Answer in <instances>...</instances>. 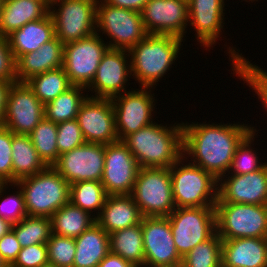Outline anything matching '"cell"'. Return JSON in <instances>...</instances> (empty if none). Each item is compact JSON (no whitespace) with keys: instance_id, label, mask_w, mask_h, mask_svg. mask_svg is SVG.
Returning <instances> with one entry per match:
<instances>
[{"instance_id":"33","label":"cell","mask_w":267,"mask_h":267,"mask_svg":"<svg viewBox=\"0 0 267 267\" xmlns=\"http://www.w3.org/2000/svg\"><path fill=\"white\" fill-rule=\"evenodd\" d=\"M21 248L35 244H46L52 234L51 218L27 215L12 225Z\"/></svg>"},{"instance_id":"26","label":"cell","mask_w":267,"mask_h":267,"mask_svg":"<svg viewBox=\"0 0 267 267\" xmlns=\"http://www.w3.org/2000/svg\"><path fill=\"white\" fill-rule=\"evenodd\" d=\"M55 37L54 22L48 13L44 18L30 21L7 36L15 61L22 55L36 51Z\"/></svg>"},{"instance_id":"6","label":"cell","mask_w":267,"mask_h":267,"mask_svg":"<svg viewBox=\"0 0 267 267\" xmlns=\"http://www.w3.org/2000/svg\"><path fill=\"white\" fill-rule=\"evenodd\" d=\"M131 196L143 217L169 216L176 208L170 168H139Z\"/></svg>"},{"instance_id":"7","label":"cell","mask_w":267,"mask_h":267,"mask_svg":"<svg viewBox=\"0 0 267 267\" xmlns=\"http://www.w3.org/2000/svg\"><path fill=\"white\" fill-rule=\"evenodd\" d=\"M215 213L221 239L267 237V205L216 203Z\"/></svg>"},{"instance_id":"4","label":"cell","mask_w":267,"mask_h":267,"mask_svg":"<svg viewBox=\"0 0 267 267\" xmlns=\"http://www.w3.org/2000/svg\"><path fill=\"white\" fill-rule=\"evenodd\" d=\"M22 190L27 215L51 217L70 201V184L52 166L15 182Z\"/></svg>"},{"instance_id":"37","label":"cell","mask_w":267,"mask_h":267,"mask_svg":"<svg viewBox=\"0 0 267 267\" xmlns=\"http://www.w3.org/2000/svg\"><path fill=\"white\" fill-rule=\"evenodd\" d=\"M231 59L233 60L232 68L238 76L243 80L249 83V87L252 86L253 90H256L258 98L263 102L264 107L267 109V73L264 72L258 66L250 64L249 61L245 60L246 58L240 56L235 50L231 49Z\"/></svg>"},{"instance_id":"31","label":"cell","mask_w":267,"mask_h":267,"mask_svg":"<svg viewBox=\"0 0 267 267\" xmlns=\"http://www.w3.org/2000/svg\"><path fill=\"white\" fill-rule=\"evenodd\" d=\"M26 83L44 105L73 86L63 67L32 76Z\"/></svg>"},{"instance_id":"24","label":"cell","mask_w":267,"mask_h":267,"mask_svg":"<svg viewBox=\"0 0 267 267\" xmlns=\"http://www.w3.org/2000/svg\"><path fill=\"white\" fill-rule=\"evenodd\" d=\"M142 213L131 195H108L96 222L108 233L140 224Z\"/></svg>"},{"instance_id":"51","label":"cell","mask_w":267,"mask_h":267,"mask_svg":"<svg viewBox=\"0 0 267 267\" xmlns=\"http://www.w3.org/2000/svg\"><path fill=\"white\" fill-rule=\"evenodd\" d=\"M0 267H8L7 264L1 258V255H0Z\"/></svg>"},{"instance_id":"30","label":"cell","mask_w":267,"mask_h":267,"mask_svg":"<svg viewBox=\"0 0 267 267\" xmlns=\"http://www.w3.org/2000/svg\"><path fill=\"white\" fill-rule=\"evenodd\" d=\"M110 252L137 267L144 265V245L141 223L109 234Z\"/></svg>"},{"instance_id":"47","label":"cell","mask_w":267,"mask_h":267,"mask_svg":"<svg viewBox=\"0 0 267 267\" xmlns=\"http://www.w3.org/2000/svg\"><path fill=\"white\" fill-rule=\"evenodd\" d=\"M97 267H137L134 263L124 260L119 255L109 252Z\"/></svg>"},{"instance_id":"3","label":"cell","mask_w":267,"mask_h":267,"mask_svg":"<svg viewBox=\"0 0 267 267\" xmlns=\"http://www.w3.org/2000/svg\"><path fill=\"white\" fill-rule=\"evenodd\" d=\"M182 40L172 35L148 34L128 51L131 72L142 87L152 88L164 76L178 57Z\"/></svg>"},{"instance_id":"2","label":"cell","mask_w":267,"mask_h":267,"mask_svg":"<svg viewBox=\"0 0 267 267\" xmlns=\"http://www.w3.org/2000/svg\"><path fill=\"white\" fill-rule=\"evenodd\" d=\"M166 127L151 123L122 140L140 168H170L184 157L183 124Z\"/></svg>"},{"instance_id":"39","label":"cell","mask_w":267,"mask_h":267,"mask_svg":"<svg viewBox=\"0 0 267 267\" xmlns=\"http://www.w3.org/2000/svg\"><path fill=\"white\" fill-rule=\"evenodd\" d=\"M254 133V131L250 132L237 146L229 168L233 169L234 174L232 173V175L255 172L265 165V163L261 164L258 162V157L255 155L254 151L252 153V149L249 147L251 145V140L254 138Z\"/></svg>"},{"instance_id":"50","label":"cell","mask_w":267,"mask_h":267,"mask_svg":"<svg viewBox=\"0 0 267 267\" xmlns=\"http://www.w3.org/2000/svg\"><path fill=\"white\" fill-rule=\"evenodd\" d=\"M3 187H5V183L2 180H0V195H2L1 193H3V191H4V190H2V189H4Z\"/></svg>"},{"instance_id":"18","label":"cell","mask_w":267,"mask_h":267,"mask_svg":"<svg viewBox=\"0 0 267 267\" xmlns=\"http://www.w3.org/2000/svg\"><path fill=\"white\" fill-rule=\"evenodd\" d=\"M148 34L172 35L183 38L189 21L186 0H149L141 12Z\"/></svg>"},{"instance_id":"44","label":"cell","mask_w":267,"mask_h":267,"mask_svg":"<svg viewBox=\"0 0 267 267\" xmlns=\"http://www.w3.org/2000/svg\"><path fill=\"white\" fill-rule=\"evenodd\" d=\"M0 80L15 83L16 63L9 47L8 39L0 35Z\"/></svg>"},{"instance_id":"9","label":"cell","mask_w":267,"mask_h":267,"mask_svg":"<svg viewBox=\"0 0 267 267\" xmlns=\"http://www.w3.org/2000/svg\"><path fill=\"white\" fill-rule=\"evenodd\" d=\"M60 3L58 11H51L53 4ZM97 0H50L51 15L55 36L65 45L97 33Z\"/></svg>"},{"instance_id":"22","label":"cell","mask_w":267,"mask_h":267,"mask_svg":"<svg viewBox=\"0 0 267 267\" xmlns=\"http://www.w3.org/2000/svg\"><path fill=\"white\" fill-rule=\"evenodd\" d=\"M222 267H267V237L222 239Z\"/></svg>"},{"instance_id":"41","label":"cell","mask_w":267,"mask_h":267,"mask_svg":"<svg viewBox=\"0 0 267 267\" xmlns=\"http://www.w3.org/2000/svg\"><path fill=\"white\" fill-rule=\"evenodd\" d=\"M12 140L13 132L0 126V180L12 183Z\"/></svg>"},{"instance_id":"13","label":"cell","mask_w":267,"mask_h":267,"mask_svg":"<svg viewBox=\"0 0 267 267\" xmlns=\"http://www.w3.org/2000/svg\"><path fill=\"white\" fill-rule=\"evenodd\" d=\"M144 266L175 267L181 266L179 255L168 216L143 217L141 221Z\"/></svg>"},{"instance_id":"49","label":"cell","mask_w":267,"mask_h":267,"mask_svg":"<svg viewBox=\"0 0 267 267\" xmlns=\"http://www.w3.org/2000/svg\"><path fill=\"white\" fill-rule=\"evenodd\" d=\"M12 223L0 217V239L12 229Z\"/></svg>"},{"instance_id":"16","label":"cell","mask_w":267,"mask_h":267,"mask_svg":"<svg viewBox=\"0 0 267 267\" xmlns=\"http://www.w3.org/2000/svg\"><path fill=\"white\" fill-rule=\"evenodd\" d=\"M76 120L86 143L106 145L118 141L111 99L87 97Z\"/></svg>"},{"instance_id":"38","label":"cell","mask_w":267,"mask_h":267,"mask_svg":"<svg viewBox=\"0 0 267 267\" xmlns=\"http://www.w3.org/2000/svg\"><path fill=\"white\" fill-rule=\"evenodd\" d=\"M46 245L50 264L57 267H73L76 253L74 238L52 233Z\"/></svg>"},{"instance_id":"12","label":"cell","mask_w":267,"mask_h":267,"mask_svg":"<svg viewBox=\"0 0 267 267\" xmlns=\"http://www.w3.org/2000/svg\"><path fill=\"white\" fill-rule=\"evenodd\" d=\"M45 105L26 82L12 83L5 105L3 126L14 134L29 135L45 117Z\"/></svg>"},{"instance_id":"45","label":"cell","mask_w":267,"mask_h":267,"mask_svg":"<svg viewBox=\"0 0 267 267\" xmlns=\"http://www.w3.org/2000/svg\"><path fill=\"white\" fill-rule=\"evenodd\" d=\"M20 250V243L14 231L11 229L0 239V255L8 267L14 263Z\"/></svg>"},{"instance_id":"25","label":"cell","mask_w":267,"mask_h":267,"mask_svg":"<svg viewBox=\"0 0 267 267\" xmlns=\"http://www.w3.org/2000/svg\"><path fill=\"white\" fill-rule=\"evenodd\" d=\"M50 0H3L0 13V35L7 37L26 23L44 18Z\"/></svg>"},{"instance_id":"34","label":"cell","mask_w":267,"mask_h":267,"mask_svg":"<svg viewBox=\"0 0 267 267\" xmlns=\"http://www.w3.org/2000/svg\"><path fill=\"white\" fill-rule=\"evenodd\" d=\"M29 137L39 157L47 166H53L60 156L57 148V124L44 117Z\"/></svg>"},{"instance_id":"8","label":"cell","mask_w":267,"mask_h":267,"mask_svg":"<svg viewBox=\"0 0 267 267\" xmlns=\"http://www.w3.org/2000/svg\"><path fill=\"white\" fill-rule=\"evenodd\" d=\"M168 218L173 241L181 257L216 232L215 207L175 208Z\"/></svg>"},{"instance_id":"32","label":"cell","mask_w":267,"mask_h":267,"mask_svg":"<svg viewBox=\"0 0 267 267\" xmlns=\"http://www.w3.org/2000/svg\"><path fill=\"white\" fill-rule=\"evenodd\" d=\"M83 86H72L57 98L45 104V118L56 124L74 120L87 97L82 96ZM81 92V93H80Z\"/></svg>"},{"instance_id":"48","label":"cell","mask_w":267,"mask_h":267,"mask_svg":"<svg viewBox=\"0 0 267 267\" xmlns=\"http://www.w3.org/2000/svg\"><path fill=\"white\" fill-rule=\"evenodd\" d=\"M11 82L0 80V126L4 123L5 105Z\"/></svg>"},{"instance_id":"28","label":"cell","mask_w":267,"mask_h":267,"mask_svg":"<svg viewBox=\"0 0 267 267\" xmlns=\"http://www.w3.org/2000/svg\"><path fill=\"white\" fill-rule=\"evenodd\" d=\"M48 166L39 157L29 135L14 134L12 140V183L44 171Z\"/></svg>"},{"instance_id":"11","label":"cell","mask_w":267,"mask_h":267,"mask_svg":"<svg viewBox=\"0 0 267 267\" xmlns=\"http://www.w3.org/2000/svg\"><path fill=\"white\" fill-rule=\"evenodd\" d=\"M98 33L64 45L63 68L74 86L87 88L93 81L97 68L109 46Z\"/></svg>"},{"instance_id":"46","label":"cell","mask_w":267,"mask_h":267,"mask_svg":"<svg viewBox=\"0 0 267 267\" xmlns=\"http://www.w3.org/2000/svg\"><path fill=\"white\" fill-rule=\"evenodd\" d=\"M107 4L136 12H142L149 0H102Z\"/></svg>"},{"instance_id":"21","label":"cell","mask_w":267,"mask_h":267,"mask_svg":"<svg viewBox=\"0 0 267 267\" xmlns=\"http://www.w3.org/2000/svg\"><path fill=\"white\" fill-rule=\"evenodd\" d=\"M224 0H189L188 11L191 26L203 46L211 47L216 42L221 28Z\"/></svg>"},{"instance_id":"27","label":"cell","mask_w":267,"mask_h":267,"mask_svg":"<svg viewBox=\"0 0 267 267\" xmlns=\"http://www.w3.org/2000/svg\"><path fill=\"white\" fill-rule=\"evenodd\" d=\"M74 239L76 253L73 267H97L110 252L109 234L97 222Z\"/></svg>"},{"instance_id":"36","label":"cell","mask_w":267,"mask_h":267,"mask_svg":"<svg viewBox=\"0 0 267 267\" xmlns=\"http://www.w3.org/2000/svg\"><path fill=\"white\" fill-rule=\"evenodd\" d=\"M104 186L99 181H80L70 185V202L84 211L97 209V217L107 198Z\"/></svg>"},{"instance_id":"40","label":"cell","mask_w":267,"mask_h":267,"mask_svg":"<svg viewBox=\"0 0 267 267\" xmlns=\"http://www.w3.org/2000/svg\"><path fill=\"white\" fill-rule=\"evenodd\" d=\"M86 143L76 119L57 124V148L59 155Z\"/></svg>"},{"instance_id":"15","label":"cell","mask_w":267,"mask_h":267,"mask_svg":"<svg viewBox=\"0 0 267 267\" xmlns=\"http://www.w3.org/2000/svg\"><path fill=\"white\" fill-rule=\"evenodd\" d=\"M137 160L122 141L106 144L102 185L107 195H131L139 171Z\"/></svg>"},{"instance_id":"19","label":"cell","mask_w":267,"mask_h":267,"mask_svg":"<svg viewBox=\"0 0 267 267\" xmlns=\"http://www.w3.org/2000/svg\"><path fill=\"white\" fill-rule=\"evenodd\" d=\"M216 203L267 205V163L258 171L223 181L217 188Z\"/></svg>"},{"instance_id":"42","label":"cell","mask_w":267,"mask_h":267,"mask_svg":"<svg viewBox=\"0 0 267 267\" xmlns=\"http://www.w3.org/2000/svg\"><path fill=\"white\" fill-rule=\"evenodd\" d=\"M48 263L47 245L35 244L21 248L10 267H41Z\"/></svg>"},{"instance_id":"29","label":"cell","mask_w":267,"mask_h":267,"mask_svg":"<svg viewBox=\"0 0 267 267\" xmlns=\"http://www.w3.org/2000/svg\"><path fill=\"white\" fill-rule=\"evenodd\" d=\"M89 214L69 201L50 217L52 233L72 238L80 236L96 223V217Z\"/></svg>"},{"instance_id":"35","label":"cell","mask_w":267,"mask_h":267,"mask_svg":"<svg viewBox=\"0 0 267 267\" xmlns=\"http://www.w3.org/2000/svg\"><path fill=\"white\" fill-rule=\"evenodd\" d=\"M181 267H222V239L217 232L182 257Z\"/></svg>"},{"instance_id":"14","label":"cell","mask_w":267,"mask_h":267,"mask_svg":"<svg viewBox=\"0 0 267 267\" xmlns=\"http://www.w3.org/2000/svg\"><path fill=\"white\" fill-rule=\"evenodd\" d=\"M105 144L84 143L59 156L52 166L71 185L80 181L101 182L105 164Z\"/></svg>"},{"instance_id":"43","label":"cell","mask_w":267,"mask_h":267,"mask_svg":"<svg viewBox=\"0 0 267 267\" xmlns=\"http://www.w3.org/2000/svg\"><path fill=\"white\" fill-rule=\"evenodd\" d=\"M17 193L15 196L5 198L0 204V217L10 221L12 224L18 223L27 216L22 190ZM6 205L7 208L11 206L12 209L9 207L7 210Z\"/></svg>"},{"instance_id":"1","label":"cell","mask_w":267,"mask_h":267,"mask_svg":"<svg viewBox=\"0 0 267 267\" xmlns=\"http://www.w3.org/2000/svg\"><path fill=\"white\" fill-rule=\"evenodd\" d=\"M253 130L244 124H183V155H192L196 159L193 164L219 182L229 170L237 146Z\"/></svg>"},{"instance_id":"5","label":"cell","mask_w":267,"mask_h":267,"mask_svg":"<svg viewBox=\"0 0 267 267\" xmlns=\"http://www.w3.org/2000/svg\"><path fill=\"white\" fill-rule=\"evenodd\" d=\"M182 160L184 158H180L170 167L173 199L176 208L215 207L218 180L193 162L184 166ZM178 164L180 165L179 168L177 167Z\"/></svg>"},{"instance_id":"17","label":"cell","mask_w":267,"mask_h":267,"mask_svg":"<svg viewBox=\"0 0 267 267\" xmlns=\"http://www.w3.org/2000/svg\"><path fill=\"white\" fill-rule=\"evenodd\" d=\"M148 89L143 87L141 90L129 91L127 94L125 92V95L120 94L111 99L118 141L153 123L150 119L154 99L152 94L147 92Z\"/></svg>"},{"instance_id":"53","label":"cell","mask_w":267,"mask_h":267,"mask_svg":"<svg viewBox=\"0 0 267 267\" xmlns=\"http://www.w3.org/2000/svg\"><path fill=\"white\" fill-rule=\"evenodd\" d=\"M2 2L3 0H0V13H1Z\"/></svg>"},{"instance_id":"10","label":"cell","mask_w":267,"mask_h":267,"mask_svg":"<svg viewBox=\"0 0 267 267\" xmlns=\"http://www.w3.org/2000/svg\"><path fill=\"white\" fill-rule=\"evenodd\" d=\"M97 4L95 25L113 38L114 42L108 45L110 49L129 51L148 35L140 12L112 6L105 1L100 4L97 0Z\"/></svg>"},{"instance_id":"20","label":"cell","mask_w":267,"mask_h":267,"mask_svg":"<svg viewBox=\"0 0 267 267\" xmlns=\"http://www.w3.org/2000/svg\"><path fill=\"white\" fill-rule=\"evenodd\" d=\"M126 52L128 51L109 48L103 55L96 75L89 85L97 92L96 98L112 99L117 94L120 95L121 90L123 93L128 73H132L130 64H126Z\"/></svg>"},{"instance_id":"52","label":"cell","mask_w":267,"mask_h":267,"mask_svg":"<svg viewBox=\"0 0 267 267\" xmlns=\"http://www.w3.org/2000/svg\"><path fill=\"white\" fill-rule=\"evenodd\" d=\"M41 267H57V266H55V265H53V264H50V263H48V264H45V265H43V266H41Z\"/></svg>"},{"instance_id":"23","label":"cell","mask_w":267,"mask_h":267,"mask_svg":"<svg viewBox=\"0 0 267 267\" xmlns=\"http://www.w3.org/2000/svg\"><path fill=\"white\" fill-rule=\"evenodd\" d=\"M64 44L55 36L36 51L20 56L16 61L17 82L63 66Z\"/></svg>"}]
</instances>
